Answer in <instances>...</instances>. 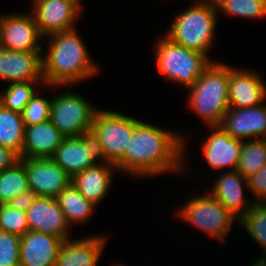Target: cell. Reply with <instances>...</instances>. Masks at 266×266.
<instances>
[{
  "label": "cell",
  "instance_id": "1",
  "mask_svg": "<svg viewBox=\"0 0 266 266\" xmlns=\"http://www.w3.org/2000/svg\"><path fill=\"white\" fill-rule=\"evenodd\" d=\"M178 131L176 127L168 129L141 119L134 127L123 158L116 164L119 175L136 180L188 174L186 155L190 135Z\"/></svg>",
  "mask_w": 266,
  "mask_h": 266
},
{
  "label": "cell",
  "instance_id": "2",
  "mask_svg": "<svg viewBox=\"0 0 266 266\" xmlns=\"http://www.w3.org/2000/svg\"><path fill=\"white\" fill-rule=\"evenodd\" d=\"M82 37L75 28L43 39L41 60L45 85L78 86L100 74L101 64L94 61Z\"/></svg>",
  "mask_w": 266,
  "mask_h": 266
},
{
  "label": "cell",
  "instance_id": "3",
  "mask_svg": "<svg viewBox=\"0 0 266 266\" xmlns=\"http://www.w3.org/2000/svg\"><path fill=\"white\" fill-rule=\"evenodd\" d=\"M173 17L164 34L173 42L198 51L215 62L210 53L218 42L216 36L220 18L217 7L206 0H192L188 7Z\"/></svg>",
  "mask_w": 266,
  "mask_h": 266
},
{
  "label": "cell",
  "instance_id": "4",
  "mask_svg": "<svg viewBox=\"0 0 266 266\" xmlns=\"http://www.w3.org/2000/svg\"><path fill=\"white\" fill-rule=\"evenodd\" d=\"M229 65L211 62L193 86L187 89V110L204 126H219L229 107Z\"/></svg>",
  "mask_w": 266,
  "mask_h": 266
},
{
  "label": "cell",
  "instance_id": "5",
  "mask_svg": "<svg viewBox=\"0 0 266 266\" xmlns=\"http://www.w3.org/2000/svg\"><path fill=\"white\" fill-rule=\"evenodd\" d=\"M202 191L197 190L200 194L192 193L189 198L183 199L185 203L173 210V216L208 238L225 243L231 236L232 226L238 225V219L206 190Z\"/></svg>",
  "mask_w": 266,
  "mask_h": 266
},
{
  "label": "cell",
  "instance_id": "6",
  "mask_svg": "<svg viewBox=\"0 0 266 266\" xmlns=\"http://www.w3.org/2000/svg\"><path fill=\"white\" fill-rule=\"evenodd\" d=\"M154 42L156 71L184 90L193 86L212 62L206 55L173 42L165 34Z\"/></svg>",
  "mask_w": 266,
  "mask_h": 266
},
{
  "label": "cell",
  "instance_id": "7",
  "mask_svg": "<svg viewBox=\"0 0 266 266\" xmlns=\"http://www.w3.org/2000/svg\"><path fill=\"white\" fill-rule=\"evenodd\" d=\"M43 88L45 91L52 90L51 93L57 92L52 94L49 120L65 137H79L91 130L99 107H95L87 97L80 95L76 90L73 91L71 85H44Z\"/></svg>",
  "mask_w": 266,
  "mask_h": 266
},
{
  "label": "cell",
  "instance_id": "8",
  "mask_svg": "<svg viewBox=\"0 0 266 266\" xmlns=\"http://www.w3.org/2000/svg\"><path fill=\"white\" fill-rule=\"evenodd\" d=\"M140 120L114 109L97 110L91 130L98 137L109 163L116 165L123 158L134 127Z\"/></svg>",
  "mask_w": 266,
  "mask_h": 266
},
{
  "label": "cell",
  "instance_id": "9",
  "mask_svg": "<svg viewBox=\"0 0 266 266\" xmlns=\"http://www.w3.org/2000/svg\"><path fill=\"white\" fill-rule=\"evenodd\" d=\"M71 178L95 165L109 163L92 130L79 137H65L51 157Z\"/></svg>",
  "mask_w": 266,
  "mask_h": 266
},
{
  "label": "cell",
  "instance_id": "10",
  "mask_svg": "<svg viewBox=\"0 0 266 266\" xmlns=\"http://www.w3.org/2000/svg\"><path fill=\"white\" fill-rule=\"evenodd\" d=\"M28 11L0 13V47L7 50L42 52L44 38L32 12L29 9Z\"/></svg>",
  "mask_w": 266,
  "mask_h": 266
},
{
  "label": "cell",
  "instance_id": "11",
  "mask_svg": "<svg viewBox=\"0 0 266 266\" xmlns=\"http://www.w3.org/2000/svg\"><path fill=\"white\" fill-rule=\"evenodd\" d=\"M29 5L43 38L77 28L85 11L71 0H31Z\"/></svg>",
  "mask_w": 266,
  "mask_h": 266
},
{
  "label": "cell",
  "instance_id": "12",
  "mask_svg": "<svg viewBox=\"0 0 266 266\" xmlns=\"http://www.w3.org/2000/svg\"><path fill=\"white\" fill-rule=\"evenodd\" d=\"M205 128L208 129L209 135L206 134L202 139L200 149L210 172L236 170L243 140L231 137L220 126H206Z\"/></svg>",
  "mask_w": 266,
  "mask_h": 266
},
{
  "label": "cell",
  "instance_id": "13",
  "mask_svg": "<svg viewBox=\"0 0 266 266\" xmlns=\"http://www.w3.org/2000/svg\"><path fill=\"white\" fill-rule=\"evenodd\" d=\"M27 174L29 189L38 197L56 198L72 178L52 158H19Z\"/></svg>",
  "mask_w": 266,
  "mask_h": 266
},
{
  "label": "cell",
  "instance_id": "14",
  "mask_svg": "<svg viewBox=\"0 0 266 266\" xmlns=\"http://www.w3.org/2000/svg\"><path fill=\"white\" fill-rule=\"evenodd\" d=\"M211 179V187L206 190L238 220L252 207L254 201L249 197L248 181L237 170L222 171ZM213 183V184H212ZM247 195H246V194ZM250 198V199H249Z\"/></svg>",
  "mask_w": 266,
  "mask_h": 266
},
{
  "label": "cell",
  "instance_id": "15",
  "mask_svg": "<svg viewBox=\"0 0 266 266\" xmlns=\"http://www.w3.org/2000/svg\"><path fill=\"white\" fill-rule=\"evenodd\" d=\"M266 80L255 69L229 65V107L248 108L266 101Z\"/></svg>",
  "mask_w": 266,
  "mask_h": 266
},
{
  "label": "cell",
  "instance_id": "16",
  "mask_svg": "<svg viewBox=\"0 0 266 266\" xmlns=\"http://www.w3.org/2000/svg\"><path fill=\"white\" fill-rule=\"evenodd\" d=\"M26 215L30 231L43 232L63 241L72 238L73 229L67 223L56 198L37 197Z\"/></svg>",
  "mask_w": 266,
  "mask_h": 266
},
{
  "label": "cell",
  "instance_id": "17",
  "mask_svg": "<svg viewBox=\"0 0 266 266\" xmlns=\"http://www.w3.org/2000/svg\"><path fill=\"white\" fill-rule=\"evenodd\" d=\"M219 126L236 139H266V101L255 107L229 108Z\"/></svg>",
  "mask_w": 266,
  "mask_h": 266
},
{
  "label": "cell",
  "instance_id": "18",
  "mask_svg": "<svg viewBox=\"0 0 266 266\" xmlns=\"http://www.w3.org/2000/svg\"><path fill=\"white\" fill-rule=\"evenodd\" d=\"M42 52L7 50L0 47V81L44 82L42 78Z\"/></svg>",
  "mask_w": 266,
  "mask_h": 266
},
{
  "label": "cell",
  "instance_id": "19",
  "mask_svg": "<svg viewBox=\"0 0 266 266\" xmlns=\"http://www.w3.org/2000/svg\"><path fill=\"white\" fill-rule=\"evenodd\" d=\"M108 240L102 233L67 239L60 248L56 266H97Z\"/></svg>",
  "mask_w": 266,
  "mask_h": 266
},
{
  "label": "cell",
  "instance_id": "20",
  "mask_svg": "<svg viewBox=\"0 0 266 266\" xmlns=\"http://www.w3.org/2000/svg\"><path fill=\"white\" fill-rule=\"evenodd\" d=\"M63 240L39 231L20 237V266H56Z\"/></svg>",
  "mask_w": 266,
  "mask_h": 266
},
{
  "label": "cell",
  "instance_id": "21",
  "mask_svg": "<svg viewBox=\"0 0 266 266\" xmlns=\"http://www.w3.org/2000/svg\"><path fill=\"white\" fill-rule=\"evenodd\" d=\"M119 174L112 163L95 164L72 177L73 186L97 207L111 192L114 176ZM110 191V192H109Z\"/></svg>",
  "mask_w": 266,
  "mask_h": 266
},
{
  "label": "cell",
  "instance_id": "22",
  "mask_svg": "<svg viewBox=\"0 0 266 266\" xmlns=\"http://www.w3.org/2000/svg\"><path fill=\"white\" fill-rule=\"evenodd\" d=\"M64 139L50 120L25 126L22 158H51Z\"/></svg>",
  "mask_w": 266,
  "mask_h": 266
},
{
  "label": "cell",
  "instance_id": "23",
  "mask_svg": "<svg viewBox=\"0 0 266 266\" xmlns=\"http://www.w3.org/2000/svg\"><path fill=\"white\" fill-rule=\"evenodd\" d=\"M56 199L71 229L74 226L89 224L88 221L93 219L96 209L98 210V207L87 200L72 183L62 190Z\"/></svg>",
  "mask_w": 266,
  "mask_h": 266
},
{
  "label": "cell",
  "instance_id": "24",
  "mask_svg": "<svg viewBox=\"0 0 266 266\" xmlns=\"http://www.w3.org/2000/svg\"><path fill=\"white\" fill-rule=\"evenodd\" d=\"M24 132L21 113L7 109L0 103V145L22 158Z\"/></svg>",
  "mask_w": 266,
  "mask_h": 266
},
{
  "label": "cell",
  "instance_id": "25",
  "mask_svg": "<svg viewBox=\"0 0 266 266\" xmlns=\"http://www.w3.org/2000/svg\"><path fill=\"white\" fill-rule=\"evenodd\" d=\"M238 226L239 229L243 227V232L246 231L262 249L257 258H266V202H254L250 210L238 220Z\"/></svg>",
  "mask_w": 266,
  "mask_h": 266
},
{
  "label": "cell",
  "instance_id": "26",
  "mask_svg": "<svg viewBox=\"0 0 266 266\" xmlns=\"http://www.w3.org/2000/svg\"><path fill=\"white\" fill-rule=\"evenodd\" d=\"M218 16L264 20L266 18V0H222L217 6Z\"/></svg>",
  "mask_w": 266,
  "mask_h": 266
},
{
  "label": "cell",
  "instance_id": "27",
  "mask_svg": "<svg viewBox=\"0 0 266 266\" xmlns=\"http://www.w3.org/2000/svg\"><path fill=\"white\" fill-rule=\"evenodd\" d=\"M266 164V139L243 140L237 171L246 179Z\"/></svg>",
  "mask_w": 266,
  "mask_h": 266
},
{
  "label": "cell",
  "instance_id": "28",
  "mask_svg": "<svg viewBox=\"0 0 266 266\" xmlns=\"http://www.w3.org/2000/svg\"><path fill=\"white\" fill-rule=\"evenodd\" d=\"M44 82L9 83L0 89V103L7 109L21 113Z\"/></svg>",
  "mask_w": 266,
  "mask_h": 266
},
{
  "label": "cell",
  "instance_id": "29",
  "mask_svg": "<svg viewBox=\"0 0 266 266\" xmlns=\"http://www.w3.org/2000/svg\"><path fill=\"white\" fill-rule=\"evenodd\" d=\"M26 190H29L27 174L19 160L11 167L0 171V205L7 204Z\"/></svg>",
  "mask_w": 266,
  "mask_h": 266
},
{
  "label": "cell",
  "instance_id": "30",
  "mask_svg": "<svg viewBox=\"0 0 266 266\" xmlns=\"http://www.w3.org/2000/svg\"><path fill=\"white\" fill-rule=\"evenodd\" d=\"M41 91H44L43 88H40L35 93L21 112L24 126L43 123L49 120L52 94L51 96L49 95V97H46L43 94L45 91Z\"/></svg>",
  "mask_w": 266,
  "mask_h": 266
},
{
  "label": "cell",
  "instance_id": "31",
  "mask_svg": "<svg viewBox=\"0 0 266 266\" xmlns=\"http://www.w3.org/2000/svg\"><path fill=\"white\" fill-rule=\"evenodd\" d=\"M0 231L23 236L29 231L26 211L11 208L7 204L0 205Z\"/></svg>",
  "mask_w": 266,
  "mask_h": 266
},
{
  "label": "cell",
  "instance_id": "32",
  "mask_svg": "<svg viewBox=\"0 0 266 266\" xmlns=\"http://www.w3.org/2000/svg\"><path fill=\"white\" fill-rule=\"evenodd\" d=\"M0 266H20V236L0 231Z\"/></svg>",
  "mask_w": 266,
  "mask_h": 266
},
{
  "label": "cell",
  "instance_id": "33",
  "mask_svg": "<svg viewBox=\"0 0 266 266\" xmlns=\"http://www.w3.org/2000/svg\"><path fill=\"white\" fill-rule=\"evenodd\" d=\"M248 190L254 202H266V164L247 178Z\"/></svg>",
  "mask_w": 266,
  "mask_h": 266
},
{
  "label": "cell",
  "instance_id": "34",
  "mask_svg": "<svg viewBox=\"0 0 266 266\" xmlns=\"http://www.w3.org/2000/svg\"><path fill=\"white\" fill-rule=\"evenodd\" d=\"M37 197L38 196L29 189L17 195L14 199H11L7 205L14 209L27 211Z\"/></svg>",
  "mask_w": 266,
  "mask_h": 266
},
{
  "label": "cell",
  "instance_id": "35",
  "mask_svg": "<svg viewBox=\"0 0 266 266\" xmlns=\"http://www.w3.org/2000/svg\"><path fill=\"white\" fill-rule=\"evenodd\" d=\"M19 157L10 149L0 145V171L11 167Z\"/></svg>",
  "mask_w": 266,
  "mask_h": 266
},
{
  "label": "cell",
  "instance_id": "36",
  "mask_svg": "<svg viewBox=\"0 0 266 266\" xmlns=\"http://www.w3.org/2000/svg\"><path fill=\"white\" fill-rule=\"evenodd\" d=\"M248 266H266V258H256L253 262L251 261Z\"/></svg>",
  "mask_w": 266,
  "mask_h": 266
},
{
  "label": "cell",
  "instance_id": "37",
  "mask_svg": "<svg viewBox=\"0 0 266 266\" xmlns=\"http://www.w3.org/2000/svg\"><path fill=\"white\" fill-rule=\"evenodd\" d=\"M71 1H73V2H75L77 5H79L82 9H84L85 7V5H84V2H85V0H71Z\"/></svg>",
  "mask_w": 266,
  "mask_h": 266
},
{
  "label": "cell",
  "instance_id": "38",
  "mask_svg": "<svg viewBox=\"0 0 266 266\" xmlns=\"http://www.w3.org/2000/svg\"><path fill=\"white\" fill-rule=\"evenodd\" d=\"M209 1L210 3H213L215 6H217L222 0H206Z\"/></svg>",
  "mask_w": 266,
  "mask_h": 266
},
{
  "label": "cell",
  "instance_id": "39",
  "mask_svg": "<svg viewBox=\"0 0 266 266\" xmlns=\"http://www.w3.org/2000/svg\"><path fill=\"white\" fill-rule=\"evenodd\" d=\"M110 266H119V262H113Z\"/></svg>",
  "mask_w": 266,
  "mask_h": 266
},
{
  "label": "cell",
  "instance_id": "40",
  "mask_svg": "<svg viewBox=\"0 0 266 266\" xmlns=\"http://www.w3.org/2000/svg\"><path fill=\"white\" fill-rule=\"evenodd\" d=\"M123 262H119V266H128V265H126L125 263L124 264H122Z\"/></svg>",
  "mask_w": 266,
  "mask_h": 266
}]
</instances>
